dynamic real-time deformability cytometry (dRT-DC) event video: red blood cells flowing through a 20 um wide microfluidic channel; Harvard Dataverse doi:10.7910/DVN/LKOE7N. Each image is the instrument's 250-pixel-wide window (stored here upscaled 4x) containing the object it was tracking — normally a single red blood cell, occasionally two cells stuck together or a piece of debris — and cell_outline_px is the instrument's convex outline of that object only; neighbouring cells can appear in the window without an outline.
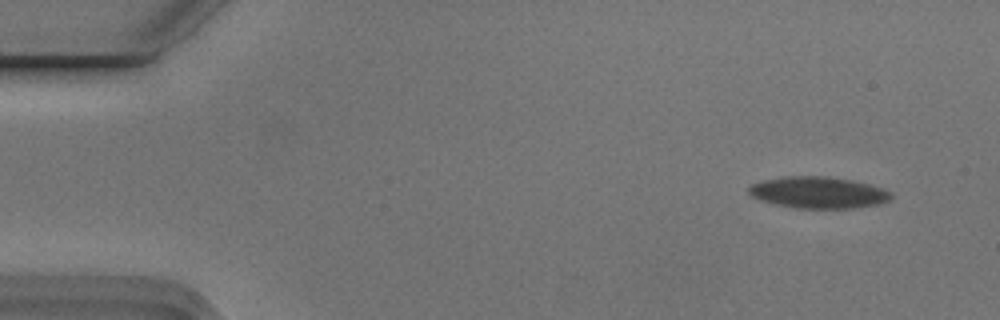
{"species": "Egyptian fruit bat (a non-hibernating species)", "species_latin": "Rousettus aegyptiacus", "temperature_condition": "cold", "stored_images_in_passage": 6, "camera_frame_rate_fps": 3000, "um_per_image_px": 0.085, "animal": {"sex": "male"}, "frame": {"image": 1, "passage_image": 1, "time_ms": 0.0, "image_size_px": [1000, 320], "cell_outline_px": [[892, 200], [880, 204], [852, 208], [792, 208], [760, 200], [752, 196], [748, 192], [748, 188], [752, 184], [764, 180], [788, 176], [828, 176], [852, 180], [884, 188], [892, 192]], "centroid_in_image_um": [69.6, 16.37], "position_along_channel_um": 15.4, "area_um2": 26.3}}
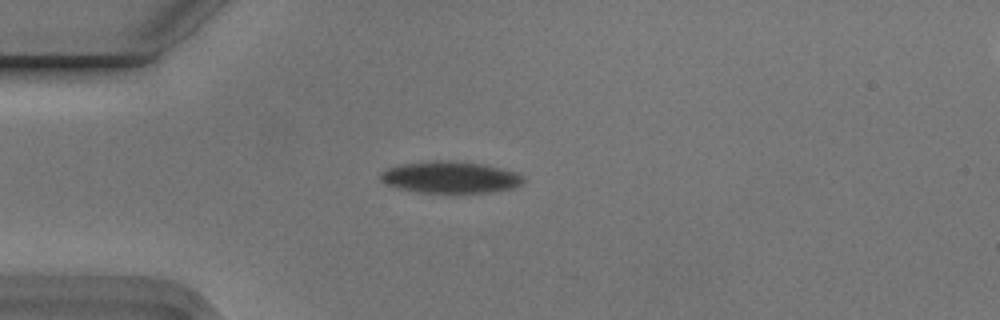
{"frame": {"image": 2, "passage_image": 3, "time_ms": 0.667, "image_size_px": [1000, 320], "cell_outline_px": [[524, 184], [516, 188], [492, 192], [420, 192], [400, 188], [384, 184], [380, 180], [380, 172], [388, 168], [400, 164], [424, 160], [452, 160], [488, 164], [520, 172], [524, 176]], "centroid_in_image_um": [38.34, 15.04], "position_along_channel_um": 46.7, "area_um2": 27.11}}
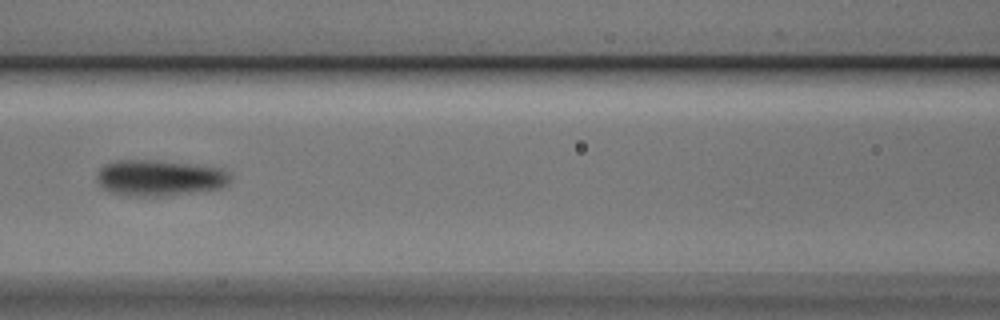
{"frame": {"image": 3, "passage_image": 6, "time_ms": 1.667, "image_size_px": [1000, 320], "cell_outline_px": [[232, 176], [228, 184], [220, 188], [168, 196], [132, 196], [108, 192], [100, 188], [96, 180], [96, 172], [104, 164], [116, 160], [156, 160], [220, 168], [228, 172]], "centroid_in_image_um": [13.49, 15.13], "position_along_channel_um": 153.1, "area_um2": 28.32}}